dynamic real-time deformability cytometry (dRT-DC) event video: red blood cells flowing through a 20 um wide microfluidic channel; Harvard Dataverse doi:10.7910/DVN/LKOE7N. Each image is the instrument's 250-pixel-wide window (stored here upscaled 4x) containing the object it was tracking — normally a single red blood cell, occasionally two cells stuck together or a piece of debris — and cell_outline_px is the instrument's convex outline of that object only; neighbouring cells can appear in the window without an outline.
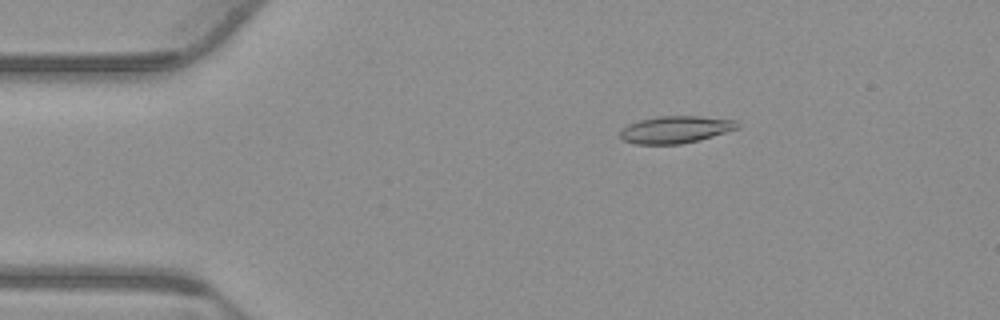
{"species": "common noctule bat (a hibernating species)", "species_latin": "Nyctalus noctula", "temperature_condition": "warm", "stored_images_in_passage": 55, "camera_frame_rate_fps": 3000, "um_per_image_px": 0.085, "animal": {"sex": "male", "body_mass_g": 23.1, "forearm_length_mm": 52.7}, "frame": {"image": 1, "passage_image": 10, "time_ms": 3.0, "image_size_px": [1000, 320], "cell_outline_px": [[740, 128], [700, 140], [680, 144], [636, 144], [624, 140], [620, 136], [620, 128], [628, 124], [640, 120], [656, 116], [700, 116], [736, 120], [740, 124]], "centroid_in_image_um": [57.44, 11.01], "position_along_channel_um": 27.6, "area_um2": 18.73}}
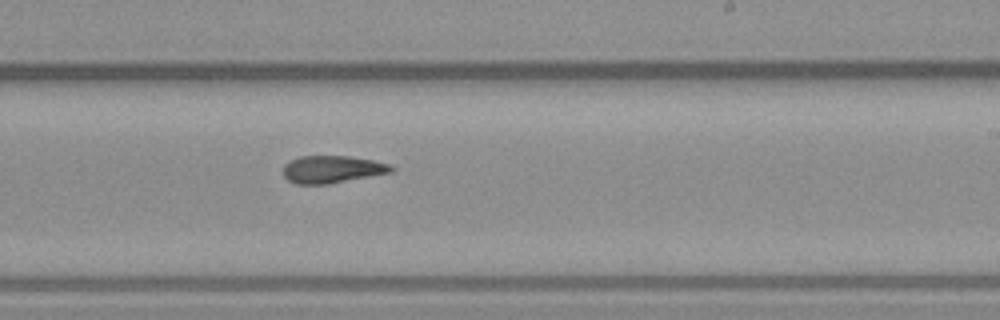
{"frame": {"image": 2, "passage_image": 33, "time_ms": 10.667, "image_size_px": [1000, 320], "cell_outline_px": [[396, 168], [392, 172], [328, 184], [296, 184], [288, 180], [284, 176], [284, 164], [300, 156], [348, 156], [372, 160], [392, 164]], "centroid_in_image_um": [28.26, 14.39], "position_along_channel_um": 260.7, "area_um2": 17.22}}
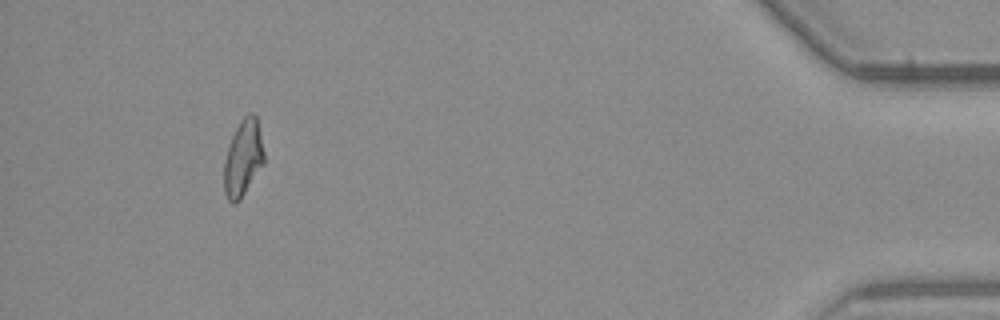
{"frame": {"image": 3, "passage_image": 51, "time_ms": 16.667, "image_size_px": [1000, 320], "cell_outline_px": [[264, 164], [240, 200], [232, 204], [228, 200], [224, 192], [224, 160], [228, 144], [240, 120], [248, 112], [252, 112], [256, 116], [264, 152]], "centroid_in_image_um": [20.65, 13.44], "position_along_channel_um": 414.5, "area_um2": 17.92}, "authors_computed_cell_mechanics": {"area_um2": 17.8602, "velocity_mm_per_s": 3.7859, "shape_relaxation_time_tau1_ms": null, "shape_relaxation_time_tau2_ms": 5.4495, "deformation_change_tau1": null, "deformation_change_tau2": 0.1178}}